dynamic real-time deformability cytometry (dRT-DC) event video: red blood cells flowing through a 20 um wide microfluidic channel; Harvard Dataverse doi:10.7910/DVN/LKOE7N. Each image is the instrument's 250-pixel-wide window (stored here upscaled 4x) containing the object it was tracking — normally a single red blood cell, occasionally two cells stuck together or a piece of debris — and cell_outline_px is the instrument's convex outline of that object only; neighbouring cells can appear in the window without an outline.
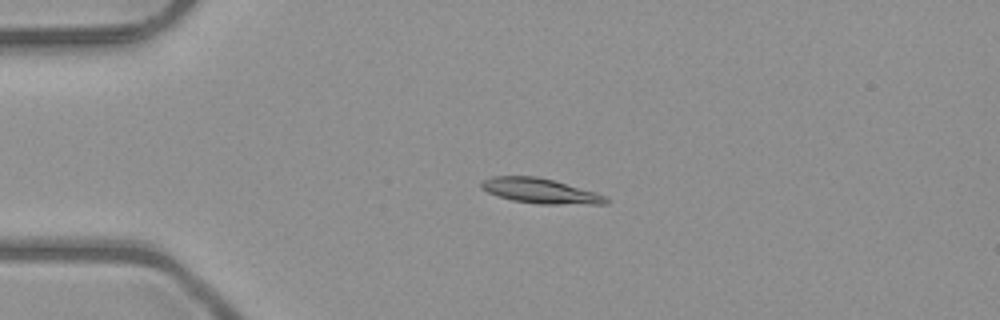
{"species": "common noctule bat (a hibernating species)", "species_latin": "Nyctalus noctula", "temperature_condition": "room temperature", "stored_images_in_passage": 40, "camera_frame_rate_fps": 3000, "um_per_image_px": 0.085, "animal": {"sex": "male", "body_mass_g": 23.1, "forearm_length_mm": 52.7}, "frame": {"image": 1, "passage_image": 1, "time_ms": 0.0, "image_size_px": [1000, 320], "cell_outline_px": [[608, 204], [540, 204], [512, 200], [496, 196], [480, 188], [480, 184], [484, 180], [492, 176], [536, 176], [552, 180], [596, 192], [604, 196], [608, 200]], "centroid_in_image_um": [45.89, 16.23], "position_along_channel_um": 39.1, "area_um2": 18.03}}
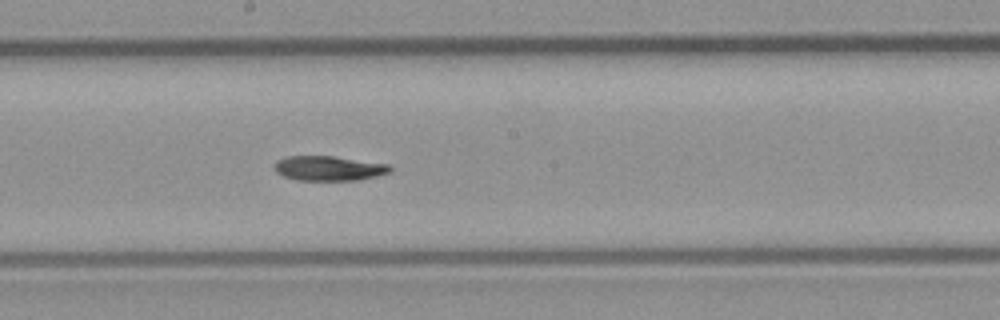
{"frame": {"image": 2, "passage_image": 17, "time_ms": 5.333, "image_size_px": [1000, 320], "cell_outline_px": [[392, 172], [360, 180], [296, 180], [284, 176], [276, 172], [272, 168], [276, 160], [284, 156], [332, 156], [388, 164], [392, 168]], "centroid_in_image_um": [27.91, 14.3], "position_along_channel_um": 220.3, "area_um2": 16.82}}
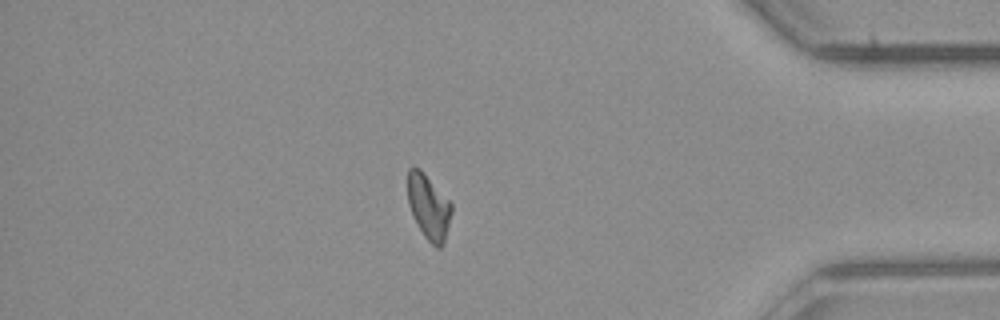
{"frame": {"image": 3, "passage_image": 33, "time_ms": 10.667, "image_size_px": [1000, 320], "cell_outline_px": [[452, 212], [444, 244], [440, 248], [436, 248], [424, 236], [408, 204], [408, 168], [412, 164], [420, 168], [452, 204]], "centroid_in_image_um": [36.44, 17.56], "position_along_channel_um": 398.8, "area_um2": 16.47}}